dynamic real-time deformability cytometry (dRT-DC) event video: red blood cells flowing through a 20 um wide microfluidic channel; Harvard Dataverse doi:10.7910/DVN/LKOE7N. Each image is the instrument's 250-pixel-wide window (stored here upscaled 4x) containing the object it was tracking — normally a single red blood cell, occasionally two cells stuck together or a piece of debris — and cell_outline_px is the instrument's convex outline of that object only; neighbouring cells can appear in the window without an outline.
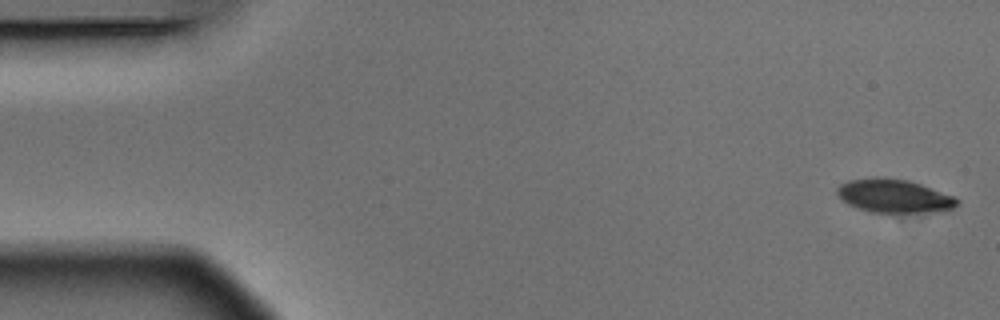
{"species": "Egyptian fruit bat (a non-hibernating species)", "species_latin": "Rousettus aegyptiacus", "temperature_condition": "warm", "stored_images_in_passage": 3, "segment_of_instrument_passage": [1, 2], "camera_frame_rate_fps": 3000, "um_per_image_px": 0.085, "animal": {"sex": "male"}, "frame": {"image": 1, "passage_image": 1, "time_ms": 0.0, "image_size_px": [1000, 320], "cell_outline_px": [[960, 204], [952, 208], [932, 212], [872, 212], [848, 204], [836, 192], [836, 188], [840, 184], [848, 180], [908, 180], [956, 196], [960, 200]], "centroid_in_image_um": [76.08, 16.69], "position_along_channel_um": 8.9, "area_um2": 22.54}}